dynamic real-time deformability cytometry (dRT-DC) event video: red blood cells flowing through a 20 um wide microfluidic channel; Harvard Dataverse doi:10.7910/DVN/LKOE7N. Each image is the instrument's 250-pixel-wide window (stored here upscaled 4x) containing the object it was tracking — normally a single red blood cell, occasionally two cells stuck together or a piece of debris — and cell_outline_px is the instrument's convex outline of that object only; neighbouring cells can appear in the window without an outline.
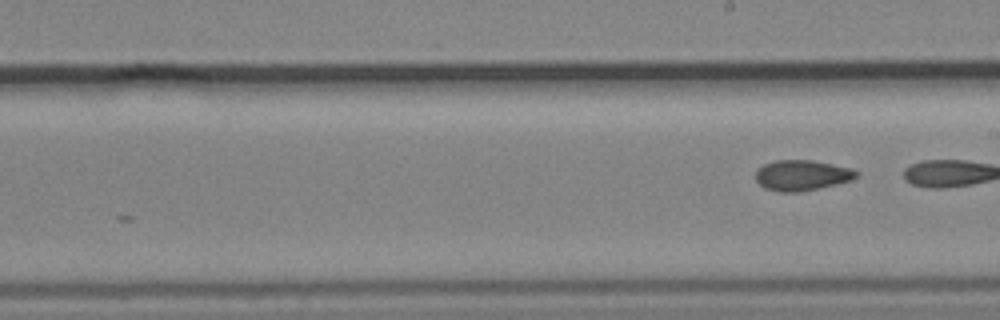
{"species": "common noctule bat (a hibernating species)", "species_latin": "Nyctalus noctula", "temperature_condition": "cold", "stored_images_in_passage": 6, "camera_frame_rate_fps": 3000, "um_per_image_px": 0.085, "animal": {"sex": "male", "body_mass_g": 19.2, "forearm_length_mm": 51.8}, "frame": {"image": 1, "passage_image": 6, "time_ms": 1.667, "image_size_px": [1000, 320], "cell_outline_px": [[860, 176], [852, 180], [836, 184], [800, 192], [780, 192], [764, 188], [756, 180], [756, 168], [764, 164], [776, 160], [812, 160], [852, 168], [860, 172]], "centroid_in_image_um": [68.18, 14.9], "position_along_channel_um": 220.8, "area_um2": 18.09}}